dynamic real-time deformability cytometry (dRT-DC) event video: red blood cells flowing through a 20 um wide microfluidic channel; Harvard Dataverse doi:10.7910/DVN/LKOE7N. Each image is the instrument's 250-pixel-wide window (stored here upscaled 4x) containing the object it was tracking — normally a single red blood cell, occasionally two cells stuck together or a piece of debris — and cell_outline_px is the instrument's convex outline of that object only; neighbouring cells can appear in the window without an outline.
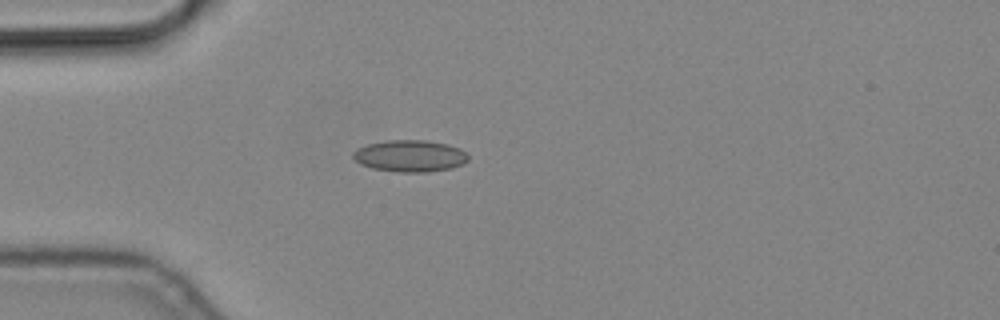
{"species": "common noctule bat (a hibernating species)", "species_latin": "Nyctalus noctula", "temperature_condition": "cold", "stored_images_in_passage": 1, "camera_frame_rate_fps": 3000, "um_per_image_px": 0.085, "animal": {"sex": "male", "body_mass_g": 19.2, "forearm_length_mm": 51.8}, "frame": {"image": 1, "passage_image": 1, "time_ms": 0.0, "image_size_px": [1000, 320], "cell_outline_px": [[468, 160], [464, 164], [452, 168], [428, 172], [396, 172], [372, 168], [360, 164], [352, 156], [352, 152], [356, 148], [368, 144], [388, 140], [424, 140], [448, 144], [460, 148], [468, 156]], "centroid_in_image_um": [34.84, 13.26], "position_along_channel_um": 50.2, "area_um2": 21.44}}